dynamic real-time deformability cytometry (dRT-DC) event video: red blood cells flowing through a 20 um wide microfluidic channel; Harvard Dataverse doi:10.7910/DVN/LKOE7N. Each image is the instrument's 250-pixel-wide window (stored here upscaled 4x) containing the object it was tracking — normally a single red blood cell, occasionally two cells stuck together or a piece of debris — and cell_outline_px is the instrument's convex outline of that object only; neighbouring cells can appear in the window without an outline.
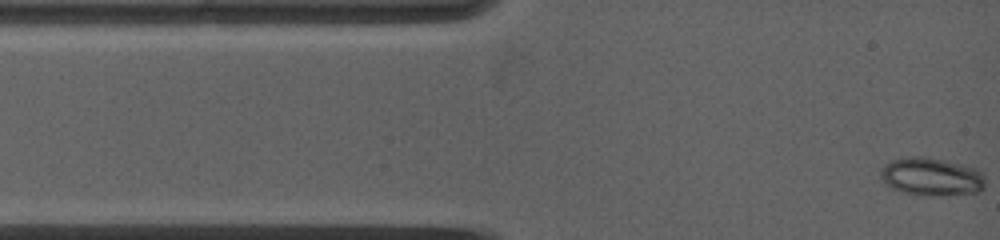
{"species": "common noctule bat (a hibernating species)", "species_latin": "Nyctalus noctula", "temperature_condition": "warm", "stored_images_in_passage": 4, "camera_frame_rate_fps": 5000, "um_per_image_px": 0.085, "animal": {"sex": "female", "body_mass_g": 19.0, "forearm_length_mm": 53.3}, "frame": {"image": 1, "passage_image": 1, "time_ms": 0.0, "image_size_px": [1000, 240], "cell_outline_px": [[984, 188], [980, 192], [944, 196], [920, 196], [904, 192], [892, 188], [880, 176], [880, 172], [892, 160], [908, 156], [924, 156], [944, 160], [976, 168], [984, 172]], "centroid_in_image_um": [79.24, 15.04], "position_along_channel_um": 5.8, "area_um2": 23.35}}